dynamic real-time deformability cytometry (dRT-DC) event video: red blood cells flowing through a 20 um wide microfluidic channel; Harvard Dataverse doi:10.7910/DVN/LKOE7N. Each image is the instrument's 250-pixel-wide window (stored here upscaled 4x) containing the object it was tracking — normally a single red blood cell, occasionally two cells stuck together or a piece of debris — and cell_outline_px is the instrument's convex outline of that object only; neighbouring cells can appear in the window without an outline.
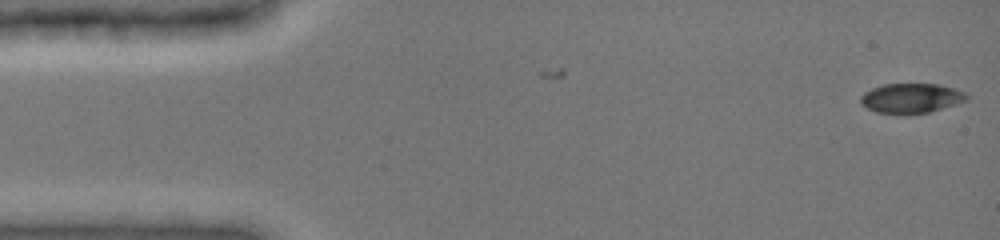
{"species": "common noctule bat (a hibernating species)", "species_latin": "Nyctalus noctula", "temperature_condition": "cold", "stored_images_in_passage": 5, "camera_frame_rate_fps": 3000, "um_per_image_px": 0.085, "animal": {"sex": "female", "body_mass_g": 19.0, "forearm_length_mm": 51.5}, "frame": {"image": 1, "passage_image": 5, "time_ms": 1.333, "image_size_px": [1000, 240], "cell_outline_px": [[968, 100], [928, 112], [876, 112], [860, 104], [860, 96], [864, 92], [872, 88], [884, 84], [940, 84], [956, 88], [968, 92]], "centroid_in_image_um": [77.48, 8.3], "position_along_channel_um": 7.5, "area_um2": 18.09}}